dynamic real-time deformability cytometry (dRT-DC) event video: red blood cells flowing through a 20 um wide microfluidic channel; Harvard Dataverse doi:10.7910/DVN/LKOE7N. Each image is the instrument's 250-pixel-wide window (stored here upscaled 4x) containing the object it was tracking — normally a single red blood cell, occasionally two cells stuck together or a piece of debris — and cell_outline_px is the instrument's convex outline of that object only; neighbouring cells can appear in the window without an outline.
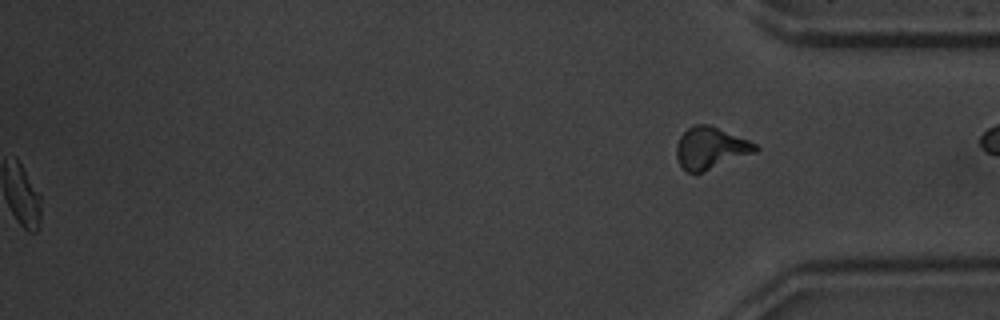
{"species": "common noctule bat (a hibernating species)", "species_latin": "Nyctalus noctula", "temperature_condition": "warm", "stored_images_in_passage": 53, "camera_frame_rate_fps": 3000, "um_per_image_px": 0.085, "animal": {"sex": "male", "body_mass_g": 20.1, "forearm_length_mm": 53.5}, "frame": {"image": 1, "passage_image": 53, "time_ms": 17.333, "image_size_px": [1000, 320], "cell_outline_px": [[760, 148], [756, 152], [700, 172], [688, 172], [680, 164], [676, 156], [676, 144], [680, 136], [688, 128], [696, 124], [708, 124], [748, 140], [756, 144]], "centroid_in_image_um": [60.38, 12.56], "position_along_channel_um": 374.8, "area_um2": 18.84}, "authors_computed_cell_mechanics": {"area_um2": 15.3748, "velocity_mm_per_s": 3.9218, "shape_relaxation_time_tau1_ms": 2.2905, "shape_relaxation_time_tau2_ms": 1.9549, "deformation_change_tau1": 0.093, "deformation_change_tau2": 0.0403}}